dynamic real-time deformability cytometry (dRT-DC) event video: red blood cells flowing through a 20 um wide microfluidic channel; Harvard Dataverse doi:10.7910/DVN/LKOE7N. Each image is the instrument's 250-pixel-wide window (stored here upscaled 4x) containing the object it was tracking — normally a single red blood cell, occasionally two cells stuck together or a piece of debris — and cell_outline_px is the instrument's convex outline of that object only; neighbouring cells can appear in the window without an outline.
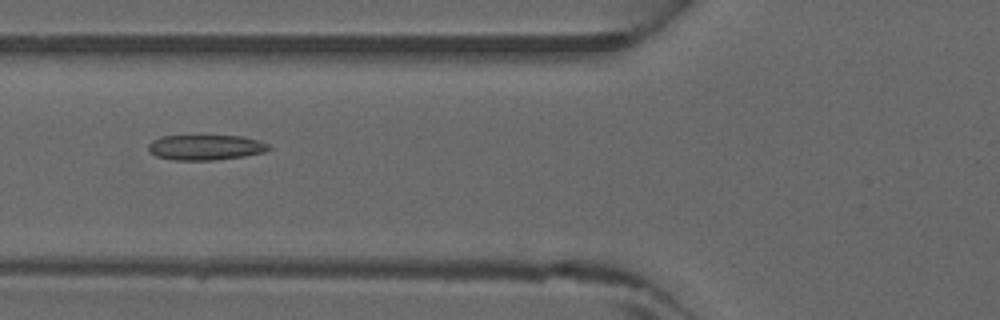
{"species": "common noctule bat (a hibernating species)", "species_latin": "Nyctalus noctula", "temperature_condition": "warm", "stored_images_in_passage": 5, "camera_frame_rate_fps": 3000, "um_per_image_px": 0.085, "animal": {"sex": "male", "forearm_length_mm": 52.5}, "frame": {"image": 1, "passage_image": 4, "time_ms": 1.0, "image_size_px": [1000, 320], "cell_outline_px": [[272, 148], [264, 152], [244, 156], [216, 160], [172, 160], [156, 156], [148, 152], [148, 144], [152, 140], [160, 136], [240, 136], [256, 140], [268, 144]], "centroid_in_image_um": [17.43, 12.53], "position_along_channel_um": 108.4, "area_um2": 17.74}}
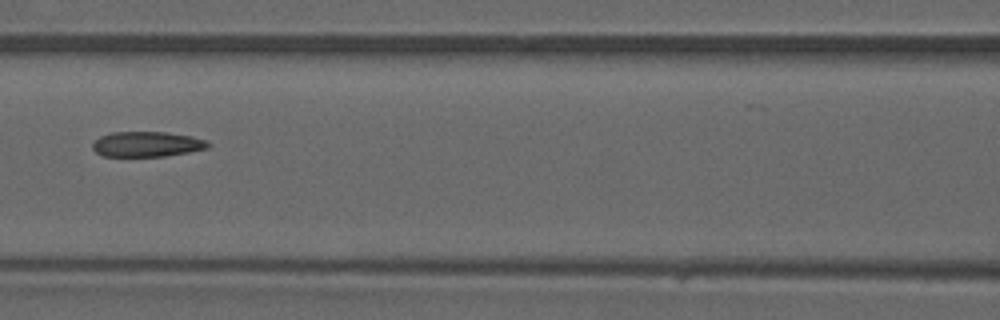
{"frame": {"image": 2, "passage_image": 5, "time_ms": 1.333, "image_size_px": [1000, 320], "cell_outline_px": [[212, 144], [208, 148], [188, 152], [164, 156], [104, 156], [96, 152], [92, 148], [92, 144], [100, 136], [112, 132], [164, 132], [192, 136], [208, 140]], "centroid_in_image_um": [12.52, 12.25], "position_along_channel_um": 154.1, "area_um2": 16.99}}